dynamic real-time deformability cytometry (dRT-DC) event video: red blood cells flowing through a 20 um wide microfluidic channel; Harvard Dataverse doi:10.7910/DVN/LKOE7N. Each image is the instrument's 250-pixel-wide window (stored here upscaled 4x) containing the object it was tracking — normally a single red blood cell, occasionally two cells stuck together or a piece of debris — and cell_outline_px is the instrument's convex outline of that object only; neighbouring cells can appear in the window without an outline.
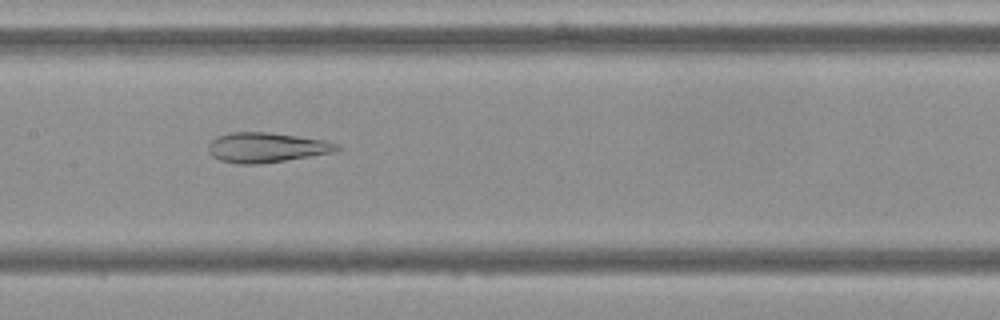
{"species": "Egyptian fruit bat (a non-hibernating species)", "species_latin": "Rousettus aegyptiacus", "temperature_condition": "cold", "stored_images_in_passage": 54, "camera_frame_rate_fps": 3000, "um_per_image_px": 0.085, "frame": {"image": 1, "passage_image": 26, "time_ms": 8.333, "image_size_px": [1000, 320], "cell_outline_px": [[344, 148], [336, 152], [260, 164], [240, 164], [220, 160], [212, 156], [208, 152], [208, 144], [216, 136], [232, 132], [268, 132], [324, 140], [340, 144]], "centroid_in_image_um": [22.67, 12.53], "position_along_channel_um": 184.7, "area_um2": 22.54}}
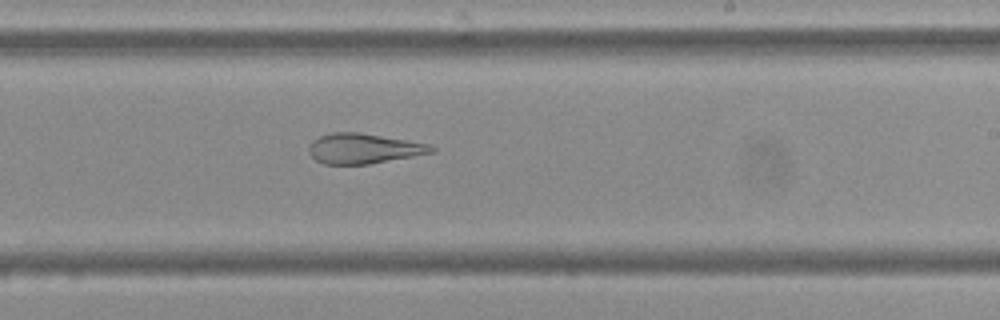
{"frame": {"image": 2, "passage_image": 32, "time_ms": 10.333, "image_size_px": [1000, 320], "cell_outline_px": [[436, 152], [368, 164], [324, 164], [316, 160], [308, 152], [308, 148], [312, 140], [320, 136], [332, 132], [360, 132], [432, 144], [436, 148]], "centroid_in_image_um": [30.93, 12.62], "position_along_channel_um": 258.1, "area_um2": 21.68}}
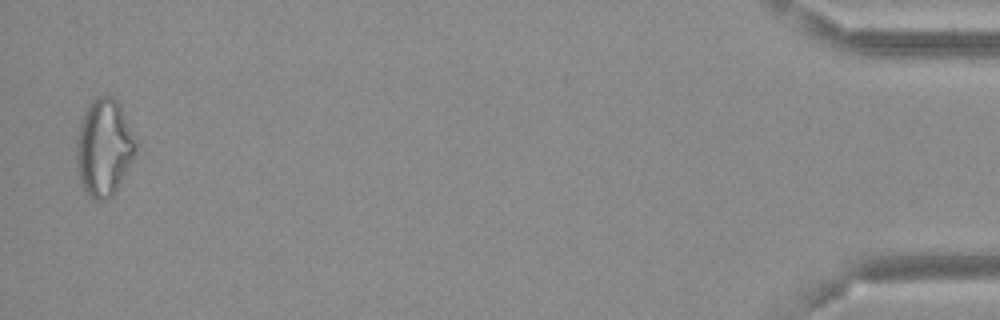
{"frame": {"image": 3, "passage_image": 53, "time_ms": 17.333, "image_size_px": [1000, 320], "cell_outline_px": [[136, 152], [112, 196], [100, 200], [96, 200], [84, 188], [80, 180], [76, 168], [76, 140], [80, 120], [84, 112], [92, 100], [100, 96], [112, 96], [120, 104], [136, 140]], "centroid_in_image_um": [8.82, 12.5], "position_along_channel_um": 426.4, "area_um2": 33.18}, "authors_computed_cell_mechanics": {"area_um2": 27.6284, "velocity_mm_per_s": 3.6904, "shape_relaxation_time_tau1_ms": null, "shape_relaxation_time_tau2_ms": 2.252, "deformation_change_tau1": null, "deformation_change_tau2": 0.0946}}